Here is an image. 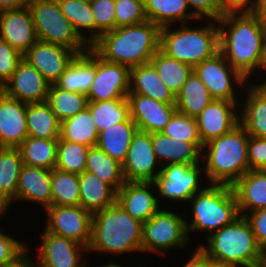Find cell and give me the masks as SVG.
I'll return each instance as SVG.
<instances>
[{
  "label": "cell",
  "mask_w": 266,
  "mask_h": 267,
  "mask_svg": "<svg viewBox=\"0 0 266 267\" xmlns=\"http://www.w3.org/2000/svg\"><path fill=\"white\" fill-rule=\"evenodd\" d=\"M217 23L219 52L247 80L257 81L266 59V24L250 11H226Z\"/></svg>",
  "instance_id": "cell-1"
},
{
  "label": "cell",
  "mask_w": 266,
  "mask_h": 267,
  "mask_svg": "<svg viewBox=\"0 0 266 267\" xmlns=\"http://www.w3.org/2000/svg\"><path fill=\"white\" fill-rule=\"evenodd\" d=\"M159 44L160 27L146 20L103 33L90 48L105 61L132 68L150 63Z\"/></svg>",
  "instance_id": "cell-2"
},
{
  "label": "cell",
  "mask_w": 266,
  "mask_h": 267,
  "mask_svg": "<svg viewBox=\"0 0 266 267\" xmlns=\"http://www.w3.org/2000/svg\"><path fill=\"white\" fill-rule=\"evenodd\" d=\"M143 223L130 216L117 202L95 212L92 218L88 255L142 254Z\"/></svg>",
  "instance_id": "cell-3"
},
{
  "label": "cell",
  "mask_w": 266,
  "mask_h": 267,
  "mask_svg": "<svg viewBox=\"0 0 266 267\" xmlns=\"http://www.w3.org/2000/svg\"><path fill=\"white\" fill-rule=\"evenodd\" d=\"M249 137L239 124L229 133L203 145L201 162L209 184L232 186L249 171Z\"/></svg>",
  "instance_id": "cell-4"
},
{
  "label": "cell",
  "mask_w": 266,
  "mask_h": 267,
  "mask_svg": "<svg viewBox=\"0 0 266 267\" xmlns=\"http://www.w3.org/2000/svg\"><path fill=\"white\" fill-rule=\"evenodd\" d=\"M196 23L195 28L192 23L161 27L159 49L193 68L213 57L219 52L218 23L212 19H199Z\"/></svg>",
  "instance_id": "cell-5"
},
{
  "label": "cell",
  "mask_w": 266,
  "mask_h": 267,
  "mask_svg": "<svg viewBox=\"0 0 266 267\" xmlns=\"http://www.w3.org/2000/svg\"><path fill=\"white\" fill-rule=\"evenodd\" d=\"M198 246L207 258L236 267H259L262 249L247 218L240 215L232 223L220 228Z\"/></svg>",
  "instance_id": "cell-6"
},
{
  "label": "cell",
  "mask_w": 266,
  "mask_h": 267,
  "mask_svg": "<svg viewBox=\"0 0 266 267\" xmlns=\"http://www.w3.org/2000/svg\"><path fill=\"white\" fill-rule=\"evenodd\" d=\"M186 206L190 208L185 211L192 215V219L188 215L185 216L187 233L191 241L190 236L193 232L199 231L198 234H205L203 235L205 240L240 216L233 189L224 184H208L202 191L196 193Z\"/></svg>",
  "instance_id": "cell-7"
},
{
  "label": "cell",
  "mask_w": 266,
  "mask_h": 267,
  "mask_svg": "<svg viewBox=\"0 0 266 267\" xmlns=\"http://www.w3.org/2000/svg\"><path fill=\"white\" fill-rule=\"evenodd\" d=\"M165 208V209H164ZM160 208L148 221L143 223L142 253L167 256L172 250H185L190 244L186 228L185 213L167 207ZM168 253V254H167Z\"/></svg>",
  "instance_id": "cell-8"
},
{
  "label": "cell",
  "mask_w": 266,
  "mask_h": 267,
  "mask_svg": "<svg viewBox=\"0 0 266 267\" xmlns=\"http://www.w3.org/2000/svg\"><path fill=\"white\" fill-rule=\"evenodd\" d=\"M205 179L206 176L202 162L194 165L170 163L162 166L160 173L153 181L157 191L158 203L162 207L167 202L174 203L173 205L176 202L178 206V203L188 204L189 200L196 193L202 191L206 184H209ZM165 200L167 201L164 202ZM161 202L163 203L161 204Z\"/></svg>",
  "instance_id": "cell-9"
},
{
  "label": "cell",
  "mask_w": 266,
  "mask_h": 267,
  "mask_svg": "<svg viewBox=\"0 0 266 267\" xmlns=\"http://www.w3.org/2000/svg\"><path fill=\"white\" fill-rule=\"evenodd\" d=\"M28 7L38 40L65 46L77 54L90 48L75 32L57 0H37Z\"/></svg>",
  "instance_id": "cell-10"
},
{
  "label": "cell",
  "mask_w": 266,
  "mask_h": 267,
  "mask_svg": "<svg viewBox=\"0 0 266 267\" xmlns=\"http://www.w3.org/2000/svg\"><path fill=\"white\" fill-rule=\"evenodd\" d=\"M193 71L206 85L214 99L241 102L244 98H238V95L243 94L242 90L249 80L234 69L220 52L196 65ZM239 89H242L241 92Z\"/></svg>",
  "instance_id": "cell-11"
},
{
  "label": "cell",
  "mask_w": 266,
  "mask_h": 267,
  "mask_svg": "<svg viewBox=\"0 0 266 267\" xmlns=\"http://www.w3.org/2000/svg\"><path fill=\"white\" fill-rule=\"evenodd\" d=\"M44 212L46 222L43 223L48 232L89 246L92 213L81 206H50Z\"/></svg>",
  "instance_id": "cell-12"
},
{
  "label": "cell",
  "mask_w": 266,
  "mask_h": 267,
  "mask_svg": "<svg viewBox=\"0 0 266 267\" xmlns=\"http://www.w3.org/2000/svg\"><path fill=\"white\" fill-rule=\"evenodd\" d=\"M38 237L40 246L36 249L38 267H90L88 248L71 239L55 235L45 228Z\"/></svg>",
  "instance_id": "cell-13"
},
{
  "label": "cell",
  "mask_w": 266,
  "mask_h": 267,
  "mask_svg": "<svg viewBox=\"0 0 266 267\" xmlns=\"http://www.w3.org/2000/svg\"><path fill=\"white\" fill-rule=\"evenodd\" d=\"M130 90V68L105 61L95 53V77L87 93L88 101L127 98Z\"/></svg>",
  "instance_id": "cell-14"
},
{
  "label": "cell",
  "mask_w": 266,
  "mask_h": 267,
  "mask_svg": "<svg viewBox=\"0 0 266 267\" xmlns=\"http://www.w3.org/2000/svg\"><path fill=\"white\" fill-rule=\"evenodd\" d=\"M161 165L154 154L151 134L137 130L132 138L122 171L127 182H153Z\"/></svg>",
  "instance_id": "cell-15"
},
{
  "label": "cell",
  "mask_w": 266,
  "mask_h": 267,
  "mask_svg": "<svg viewBox=\"0 0 266 267\" xmlns=\"http://www.w3.org/2000/svg\"><path fill=\"white\" fill-rule=\"evenodd\" d=\"M76 56L74 50L65 46L38 40L23 54V59L50 84H55Z\"/></svg>",
  "instance_id": "cell-16"
},
{
  "label": "cell",
  "mask_w": 266,
  "mask_h": 267,
  "mask_svg": "<svg viewBox=\"0 0 266 267\" xmlns=\"http://www.w3.org/2000/svg\"><path fill=\"white\" fill-rule=\"evenodd\" d=\"M239 103L214 99L196 117L203 145L232 131L239 122Z\"/></svg>",
  "instance_id": "cell-17"
},
{
  "label": "cell",
  "mask_w": 266,
  "mask_h": 267,
  "mask_svg": "<svg viewBox=\"0 0 266 267\" xmlns=\"http://www.w3.org/2000/svg\"><path fill=\"white\" fill-rule=\"evenodd\" d=\"M50 85L36 68L22 59L10 80L1 90L19 101L36 103L47 100Z\"/></svg>",
  "instance_id": "cell-18"
},
{
  "label": "cell",
  "mask_w": 266,
  "mask_h": 267,
  "mask_svg": "<svg viewBox=\"0 0 266 267\" xmlns=\"http://www.w3.org/2000/svg\"><path fill=\"white\" fill-rule=\"evenodd\" d=\"M130 117L136 123L138 130L156 133L169 123L177 111L175 104H167L139 94H128Z\"/></svg>",
  "instance_id": "cell-19"
},
{
  "label": "cell",
  "mask_w": 266,
  "mask_h": 267,
  "mask_svg": "<svg viewBox=\"0 0 266 267\" xmlns=\"http://www.w3.org/2000/svg\"><path fill=\"white\" fill-rule=\"evenodd\" d=\"M155 190V191H154ZM116 202L133 218L148 221L162 206L153 182H125L117 191Z\"/></svg>",
  "instance_id": "cell-20"
},
{
  "label": "cell",
  "mask_w": 266,
  "mask_h": 267,
  "mask_svg": "<svg viewBox=\"0 0 266 267\" xmlns=\"http://www.w3.org/2000/svg\"><path fill=\"white\" fill-rule=\"evenodd\" d=\"M27 103L0 89V148H18L28 137Z\"/></svg>",
  "instance_id": "cell-21"
},
{
  "label": "cell",
  "mask_w": 266,
  "mask_h": 267,
  "mask_svg": "<svg viewBox=\"0 0 266 267\" xmlns=\"http://www.w3.org/2000/svg\"><path fill=\"white\" fill-rule=\"evenodd\" d=\"M0 38L22 55L38 41L28 6L0 11Z\"/></svg>",
  "instance_id": "cell-22"
},
{
  "label": "cell",
  "mask_w": 266,
  "mask_h": 267,
  "mask_svg": "<svg viewBox=\"0 0 266 267\" xmlns=\"http://www.w3.org/2000/svg\"><path fill=\"white\" fill-rule=\"evenodd\" d=\"M256 82L249 81L243 90L239 122L249 136L266 138V83Z\"/></svg>",
  "instance_id": "cell-23"
},
{
  "label": "cell",
  "mask_w": 266,
  "mask_h": 267,
  "mask_svg": "<svg viewBox=\"0 0 266 267\" xmlns=\"http://www.w3.org/2000/svg\"><path fill=\"white\" fill-rule=\"evenodd\" d=\"M51 170L23 164L19 175L16 202L40 205L44 211L51 206Z\"/></svg>",
  "instance_id": "cell-24"
},
{
  "label": "cell",
  "mask_w": 266,
  "mask_h": 267,
  "mask_svg": "<svg viewBox=\"0 0 266 267\" xmlns=\"http://www.w3.org/2000/svg\"><path fill=\"white\" fill-rule=\"evenodd\" d=\"M151 142L161 167L170 163L194 165L201 162L202 143L175 139L162 132L151 133Z\"/></svg>",
  "instance_id": "cell-25"
},
{
  "label": "cell",
  "mask_w": 266,
  "mask_h": 267,
  "mask_svg": "<svg viewBox=\"0 0 266 267\" xmlns=\"http://www.w3.org/2000/svg\"><path fill=\"white\" fill-rule=\"evenodd\" d=\"M231 187L240 215L266 208V170H249Z\"/></svg>",
  "instance_id": "cell-26"
},
{
  "label": "cell",
  "mask_w": 266,
  "mask_h": 267,
  "mask_svg": "<svg viewBox=\"0 0 266 267\" xmlns=\"http://www.w3.org/2000/svg\"><path fill=\"white\" fill-rule=\"evenodd\" d=\"M128 94L144 95L167 104H175V95L161 80L151 63L130 68Z\"/></svg>",
  "instance_id": "cell-27"
},
{
  "label": "cell",
  "mask_w": 266,
  "mask_h": 267,
  "mask_svg": "<svg viewBox=\"0 0 266 267\" xmlns=\"http://www.w3.org/2000/svg\"><path fill=\"white\" fill-rule=\"evenodd\" d=\"M144 11L147 20L160 28L199 20L191 12L186 0H144Z\"/></svg>",
  "instance_id": "cell-28"
},
{
  "label": "cell",
  "mask_w": 266,
  "mask_h": 267,
  "mask_svg": "<svg viewBox=\"0 0 266 267\" xmlns=\"http://www.w3.org/2000/svg\"><path fill=\"white\" fill-rule=\"evenodd\" d=\"M94 77L95 52L89 48L77 54L55 84L64 90L87 95Z\"/></svg>",
  "instance_id": "cell-29"
},
{
  "label": "cell",
  "mask_w": 266,
  "mask_h": 267,
  "mask_svg": "<svg viewBox=\"0 0 266 267\" xmlns=\"http://www.w3.org/2000/svg\"><path fill=\"white\" fill-rule=\"evenodd\" d=\"M80 206L90 213L104 210L116 202L117 192L93 173L79 174Z\"/></svg>",
  "instance_id": "cell-30"
},
{
  "label": "cell",
  "mask_w": 266,
  "mask_h": 267,
  "mask_svg": "<svg viewBox=\"0 0 266 267\" xmlns=\"http://www.w3.org/2000/svg\"><path fill=\"white\" fill-rule=\"evenodd\" d=\"M137 130L136 123L130 117L127 121L99 131L96 146L122 164Z\"/></svg>",
  "instance_id": "cell-31"
},
{
  "label": "cell",
  "mask_w": 266,
  "mask_h": 267,
  "mask_svg": "<svg viewBox=\"0 0 266 267\" xmlns=\"http://www.w3.org/2000/svg\"><path fill=\"white\" fill-rule=\"evenodd\" d=\"M23 166L18 148H0V202L8 210L16 202L20 171Z\"/></svg>",
  "instance_id": "cell-32"
},
{
  "label": "cell",
  "mask_w": 266,
  "mask_h": 267,
  "mask_svg": "<svg viewBox=\"0 0 266 267\" xmlns=\"http://www.w3.org/2000/svg\"><path fill=\"white\" fill-rule=\"evenodd\" d=\"M214 98L198 75L193 71L175 96L177 111L196 118Z\"/></svg>",
  "instance_id": "cell-33"
},
{
  "label": "cell",
  "mask_w": 266,
  "mask_h": 267,
  "mask_svg": "<svg viewBox=\"0 0 266 267\" xmlns=\"http://www.w3.org/2000/svg\"><path fill=\"white\" fill-rule=\"evenodd\" d=\"M28 137L59 139L61 122L45 102L27 103Z\"/></svg>",
  "instance_id": "cell-34"
},
{
  "label": "cell",
  "mask_w": 266,
  "mask_h": 267,
  "mask_svg": "<svg viewBox=\"0 0 266 267\" xmlns=\"http://www.w3.org/2000/svg\"><path fill=\"white\" fill-rule=\"evenodd\" d=\"M85 171L93 173L116 192L126 182L123 176L122 164L97 146L89 148Z\"/></svg>",
  "instance_id": "cell-35"
},
{
  "label": "cell",
  "mask_w": 266,
  "mask_h": 267,
  "mask_svg": "<svg viewBox=\"0 0 266 267\" xmlns=\"http://www.w3.org/2000/svg\"><path fill=\"white\" fill-rule=\"evenodd\" d=\"M99 131L93 121L88 107L61 122L59 140L83 144L88 147L96 146Z\"/></svg>",
  "instance_id": "cell-36"
},
{
  "label": "cell",
  "mask_w": 266,
  "mask_h": 267,
  "mask_svg": "<svg viewBox=\"0 0 266 267\" xmlns=\"http://www.w3.org/2000/svg\"><path fill=\"white\" fill-rule=\"evenodd\" d=\"M59 139L27 137L18 147L23 164L52 170L56 167Z\"/></svg>",
  "instance_id": "cell-37"
},
{
  "label": "cell",
  "mask_w": 266,
  "mask_h": 267,
  "mask_svg": "<svg viewBox=\"0 0 266 267\" xmlns=\"http://www.w3.org/2000/svg\"><path fill=\"white\" fill-rule=\"evenodd\" d=\"M57 1L75 32L90 47L95 42V20L90 4L79 0Z\"/></svg>",
  "instance_id": "cell-38"
},
{
  "label": "cell",
  "mask_w": 266,
  "mask_h": 267,
  "mask_svg": "<svg viewBox=\"0 0 266 267\" xmlns=\"http://www.w3.org/2000/svg\"><path fill=\"white\" fill-rule=\"evenodd\" d=\"M150 63L156 69L161 80L175 96L193 72L191 65L167 56L160 49L154 54Z\"/></svg>",
  "instance_id": "cell-39"
},
{
  "label": "cell",
  "mask_w": 266,
  "mask_h": 267,
  "mask_svg": "<svg viewBox=\"0 0 266 267\" xmlns=\"http://www.w3.org/2000/svg\"><path fill=\"white\" fill-rule=\"evenodd\" d=\"M87 107L98 131L105 130L130 118V105L127 98L100 102L89 101Z\"/></svg>",
  "instance_id": "cell-40"
},
{
  "label": "cell",
  "mask_w": 266,
  "mask_h": 267,
  "mask_svg": "<svg viewBox=\"0 0 266 267\" xmlns=\"http://www.w3.org/2000/svg\"><path fill=\"white\" fill-rule=\"evenodd\" d=\"M46 102L60 122L84 110L88 105L87 95L71 92L51 84Z\"/></svg>",
  "instance_id": "cell-41"
},
{
  "label": "cell",
  "mask_w": 266,
  "mask_h": 267,
  "mask_svg": "<svg viewBox=\"0 0 266 267\" xmlns=\"http://www.w3.org/2000/svg\"><path fill=\"white\" fill-rule=\"evenodd\" d=\"M51 206H80L79 175L51 170Z\"/></svg>",
  "instance_id": "cell-42"
},
{
  "label": "cell",
  "mask_w": 266,
  "mask_h": 267,
  "mask_svg": "<svg viewBox=\"0 0 266 267\" xmlns=\"http://www.w3.org/2000/svg\"><path fill=\"white\" fill-rule=\"evenodd\" d=\"M89 148L83 144L59 140L55 168L63 172L82 174L86 168Z\"/></svg>",
  "instance_id": "cell-43"
},
{
  "label": "cell",
  "mask_w": 266,
  "mask_h": 267,
  "mask_svg": "<svg viewBox=\"0 0 266 267\" xmlns=\"http://www.w3.org/2000/svg\"><path fill=\"white\" fill-rule=\"evenodd\" d=\"M162 133L191 143H202L198 133L197 120L194 117L176 111Z\"/></svg>",
  "instance_id": "cell-44"
},
{
  "label": "cell",
  "mask_w": 266,
  "mask_h": 267,
  "mask_svg": "<svg viewBox=\"0 0 266 267\" xmlns=\"http://www.w3.org/2000/svg\"><path fill=\"white\" fill-rule=\"evenodd\" d=\"M95 20V41L116 28L115 0H94L91 4Z\"/></svg>",
  "instance_id": "cell-45"
},
{
  "label": "cell",
  "mask_w": 266,
  "mask_h": 267,
  "mask_svg": "<svg viewBox=\"0 0 266 267\" xmlns=\"http://www.w3.org/2000/svg\"><path fill=\"white\" fill-rule=\"evenodd\" d=\"M116 28L130 26L147 20L144 0H115Z\"/></svg>",
  "instance_id": "cell-46"
},
{
  "label": "cell",
  "mask_w": 266,
  "mask_h": 267,
  "mask_svg": "<svg viewBox=\"0 0 266 267\" xmlns=\"http://www.w3.org/2000/svg\"><path fill=\"white\" fill-rule=\"evenodd\" d=\"M23 55L0 38V89L10 80Z\"/></svg>",
  "instance_id": "cell-47"
},
{
  "label": "cell",
  "mask_w": 266,
  "mask_h": 267,
  "mask_svg": "<svg viewBox=\"0 0 266 267\" xmlns=\"http://www.w3.org/2000/svg\"><path fill=\"white\" fill-rule=\"evenodd\" d=\"M25 242L7 234L3 227L0 228V267L20 256L28 248V243Z\"/></svg>",
  "instance_id": "cell-48"
},
{
  "label": "cell",
  "mask_w": 266,
  "mask_h": 267,
  "mask_svg": "<svg viewBox=\"0 0 266 267\" xmlns=\"http://www.w3.org/2000/svg\"><path fill=\"white\" fill-rule=\"evenodd\" d=\"M186 2L198 19L217 21L226 12L221 0H186Z\"/></svg>",
  "instance_id": "cell-49"
},
{
  "label": "cell",
  "mask_w": 266,
  "mask_h": 267,
  "mask_svg": "<svg viewBox=\"0 0 266 267\" xmlns=\"http://www.w3.org/2000/svg\"><path fill=\"white\" fill-rule=\"evenodd\" d=\"M247 155L249 170H266V138L250 136Z\"/></svg>",
  "instance_id": "cell-50"
},
{
  "label": "cell",
  "mask_w": 266,
  "mask_h": 267,
  "mask_svg": "<svg viewBox=\"0 0 266 267\" xmlns=\"http://www.w3.org/2000/svg\"><path fill=\"white\" fill-rule=\"evenodd\" d=\"M249 221L256 242L261 249L266 248V208H262L245 215Z\"/></svg>",
  "instance_id": "cell-51"
},
{
  "label": "cell",
  "mask_w": 266,
  "mask_h": 267,
  "mask_svg": "<svg viewBox=\"0 0 266 267\" xmlns=\"http://www.w3.org/2000/svg\"><path fill=\"white\" fill-rule=\"evenodd\" d=\"M2 267H38V265L36 260L31 258V248L28 245V248L20 256Z\"/></svg>",
  "instance_id": "cell-52"
},
{
  "label": "cell",
  "mask_w": 266,
  "mask_h": 267,
  "mask_svg": "<svg viewBox=\"0 0 266 267\" xmlns=\"http://www.w3.org/2000/svg\"><path fill=\"white\" fill-rule=\"evenodd\" d=\"M226 11H250L256 0H221Z\"/></svg>",
  "instance_id": "cell-53"
},
{
  "label": "cell",
  "mask_w": 266,
  "mask_h": 267,
  "mask_svg": "<svg viewBox=\"0 0 266 267\" xmlns=\"http://www.w3.org/2000/svg\"><path fill=\"white\" fill-rule=\"evenodd\" d=\"M191 253L187 259L188 261H184L186 263H183V267H204V252L196 246V249Z\"/></svg>",
  "instance_id": "cell-54"
},
{
  "label": "cell",
  "mask_w": 266,
  "mask_h": 267,
  "mask_svg": "<svg viewBox=\"0 0 266 267\" xmlns=\"http://www.w3.org/2000/svg\"><path fill=\"white\" fill-rule=\"evenodd\" d=\"M250 12L258 16L266 24V0H256Z\"/></svg>",
  "instance_id": "cell-55"
},
{
  "label": "cell",
  "mask_w": 266,
  "mask_h": 267,
  "mask_svg": "<svg viewBox=\"0 0 266 267\" xmlns=\"http://www.w3.org/2000/svg\"><path fill=\"white\" fill-rule=\"evenodd\" d=\"M26 6L21 0H0V11L19 9Z\"/></svg>",
  "instance_id": "cell-56"
},
{
  "label": "cell",
  "mask_w": 266,
  "mask_h": 267,
  "mask_svg": "<svg viewBox=\"0 0 266 267\" xmlns=\"http://www.w3.org/2000/svg\"><path fill=\"white\" fill-rule=\"evenodd\" d=\"M204 267H236V266L211 260L207 258L206 254L204 253Z\"/></svg>",
  "instance_id": "cell-57"
},
{
  "label": "cell",
  "mask_w": 266,
  "mask_h": 267,
  "mask_svg": "<svg viewBox=\"0 0 266 267\" xmlns=\"http://www.w3.org/2000/svg\"><path fill=\"white\" fill-rule=\"evenodd\" d=\"M108 257H109L108 261L106 260L105 262H103V264H100V266L99 265H96V266L97 267H130L129 265L128 266L127 265H124V264L121 265L120 262L119 263H116L114 260L112 261V259H111V257L109 255H108ZM133 266L134 265H132V267ZM142 266L143 265H139L138 266V263H137V266H134V267H142ZM90 267H92V266L90 265ZM93 267H95V265Z\"/></svg>",
  "instance_id": "cell-58"
},
{
  "label": "cell",
  "mask_w": 266,
  "mask_h": 267,
  "mask_svg": "<svg viewBox=\"0 0 266 267\" xmlns=\"http://www.w3.org/2000/svg\"><path fill=\"white\" fill-rule=\"evenodd\" d=\"M8 207L5 205V204H3L2 202H0V221H1V217L2 216H6V214H8Z\"/></svg>",
  "instance_id": "cell-59"
},
{
  "label": "cell",
  "mask_w": 266,
  "mask_h": 267,
  "mask_svg": "<svg viewBox=\"0 0 266 267\" xmlns=\"http://www.w3.org/2000/svg\"><path fill=\"white\" fill-rule=\"evenodd\" d=\"M259 267H266V248L262 249L261 262Z\"/></svg>",
  "instance_id": "cell-60"
},
{
  "label": "cell",
  "mask_w": 266,
  "mask_h": 267,
  "mask_svg": "<svg viewBox=\"0 0 266 267\" xmlns=\"http://www.w3.org/2000/svg\"><path fill=\"white\" fill-rule=\"evenodd\" d=\"M265 74V75H264ZM266 76V59H265V63H264V67H263V74H262V78ZM260 76H259V80L261 79L262 81L261 82H265L266 83V77H264L262 79Z\"/></svg>",
  "instance_id": "cell-61"
},
{
  "label": "cell",
  "mask_w": 266,
  "mask_h": 267,
  "mask_svg": "<svg viewBox=\"0 0 266 267\" xmlns=\"http://www.w3.org/2000/svg\"><path fill=\"white\" fill-rule=\"evenodd\" d=\"M26 6H28L30 3L36 2L37 0H21Z\"/></svg>",
  "instance_id": "cell-62"
},
{
  "label": "cell",
  "mask_w": 266,
  "mask_h": 267,
  "mask_svg": "<svg viewBox=\"0 0 266 267\" xmlns=\"http://www.w3.org/2000/svg\"><path fill=\"white\" fill-rule=\"evenodd\" d=\"M79 1L84 2V3L91 4L94 0H79Z\"/></svg>",
  "instance_id": "cell-63"
}]
</instances>
